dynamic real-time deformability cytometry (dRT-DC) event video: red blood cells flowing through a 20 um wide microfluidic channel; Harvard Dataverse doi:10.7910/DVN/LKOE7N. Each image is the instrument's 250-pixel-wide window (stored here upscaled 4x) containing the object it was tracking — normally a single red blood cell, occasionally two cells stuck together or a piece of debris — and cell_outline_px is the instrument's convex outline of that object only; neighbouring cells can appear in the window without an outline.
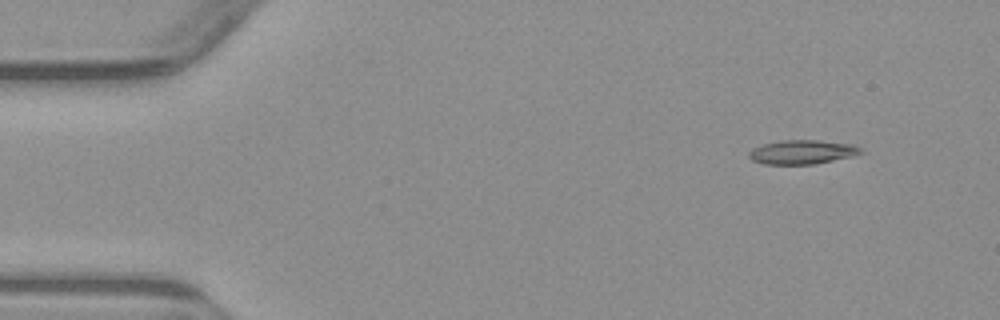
{"species": "common noctule bat (a hibernating species)", "species_latin": "Nyctalus noctula", "temperature_condition": "warm", "stored_images_in_passage": 5, "camera_frame_rate_fps": 3000, "um_per_image_px": 0.085, "animal": {"sex": "male", "body_mass_g": 23.1, "forearm_length_mm": 52.7}, "frame": {"image": 1, "passage_image": 2, "time_ms": 1.333, "image_size_px": [1000, 320], "cell_outline_px": [[864, 152], [852, 156], [816, 164], [764, 164], [752, 160], [748, 156], [748, 152], [752, 148], [764, 144], [780, 140], [816, 140], [856, 144]], "centroid_in_image_um": [68.19, 12.92], "position_along_channel_um": 16.8, "area_um2": 15.78}}
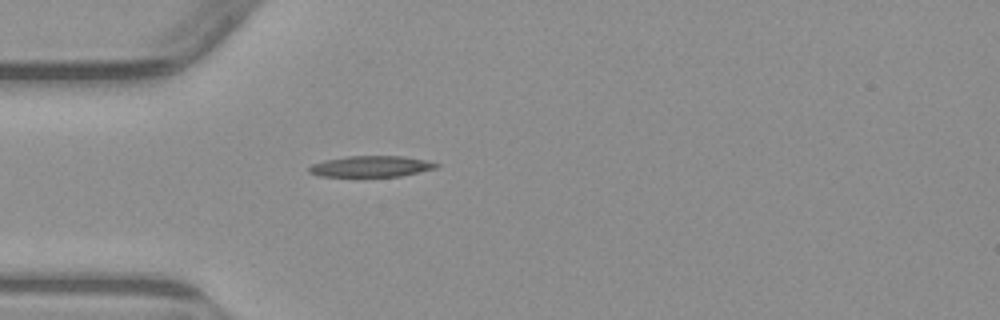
{"frame": {"image": 2, "passage_image": 5, "time_ms": 4.667, "image_size_px": [1000, 320], "cell_outline_px": [[440, 168], [400, 176], [320, 176], [308, 172], [308, 168], [312, 164], [324, 160], [348, 156], [404, 156], [428, 160], [440, 164]], "centroid_in_image_um": [31.6, 14.14], "position_along_channel_um": 53.4, "area_um2": 15.72}}